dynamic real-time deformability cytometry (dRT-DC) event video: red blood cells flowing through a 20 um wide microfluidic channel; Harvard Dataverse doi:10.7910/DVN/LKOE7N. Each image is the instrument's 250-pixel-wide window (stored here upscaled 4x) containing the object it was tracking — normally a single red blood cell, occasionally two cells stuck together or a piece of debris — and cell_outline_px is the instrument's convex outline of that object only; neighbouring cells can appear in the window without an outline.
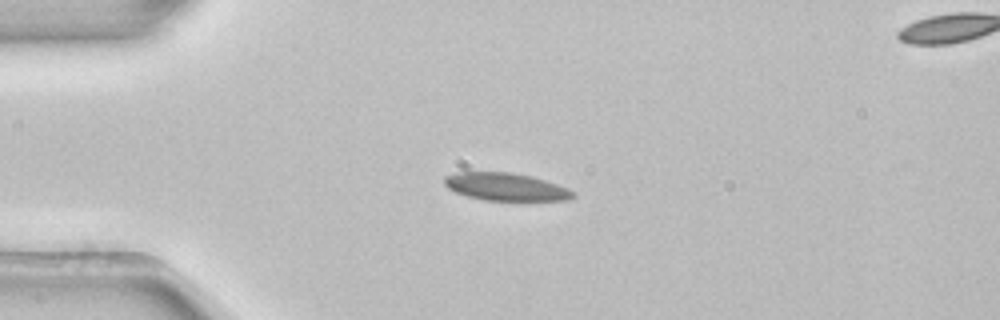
{"species": "common noctule bat (a hibernating species)", "species_latin": "Nyctalus noctula", "temperature_condition": "room temperature", "stored_images_in_passage": 2, "segment_of_instrument_passage": [1, 2], "camera_frame_rate_fps": 3000, "um_per_image_px": 0.085, "animal": {"sex": "female", "body_mass_g": 22.7, "forearm_length_mm": 54.2}, "frame": {"image": 1, "passage_image": 1, "time_ms": 0.0, "image_size_px": [1000, 320], "cell_outline_px": [[576, 196], [568, 200], [484, 200], [468, 196], [456, 192], [448, 188], [444, 184], [444, 176], [460, 172], [512, 172], [532, 176], [568, 188], [576, 192]], "centroid_in_image_um": [43.01, 15.87], "position_along_channel_um": 42.0, "area_um2": 20.69}}